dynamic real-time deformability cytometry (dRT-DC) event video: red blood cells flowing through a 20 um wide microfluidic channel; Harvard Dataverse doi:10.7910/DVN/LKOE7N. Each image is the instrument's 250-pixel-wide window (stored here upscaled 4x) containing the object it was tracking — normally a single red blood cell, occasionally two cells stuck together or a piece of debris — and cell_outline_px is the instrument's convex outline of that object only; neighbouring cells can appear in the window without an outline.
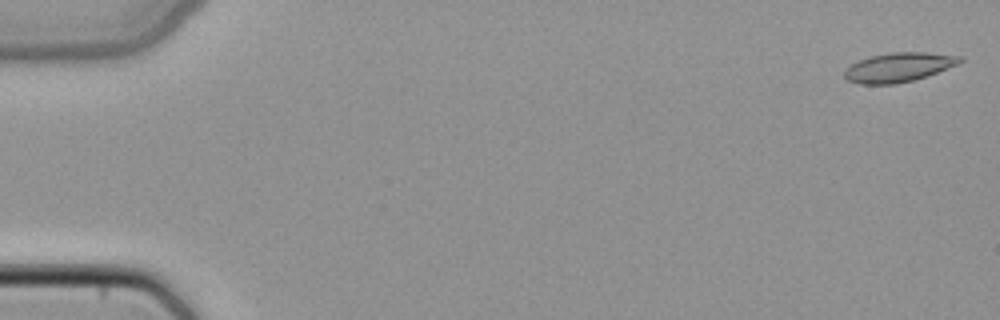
{"species": "common noctule bat (a hibernating species)", "species_latin": "Nyctalus noctula", "temperature_condition": "cold", "stored_images_in_passage": 48, "camera_frame_rate_fps": 3000, "um_per_image_px": 0.085, "animal": {"sex": "female", "body_mass_g": 22.7, "forearm_length_mm": 54.2}, "frame": {"image": 1, "passage_image": 1, "time_ms": 0.0, "image_size_px": [1000, 320], "cell_outline_px": [[964, 60], [956, 64], [928, 76], [896, 84], [860, 84], [848, 80], [844, 76], [844, 72], [852, 64], [860, 60], [872, 56], [888, 52], [924, 52], [964, 56]], "centroid_in_image_um": [76.41, 5.71], "position_along_channel_um": 8.6, "area_um2": 19.54}}
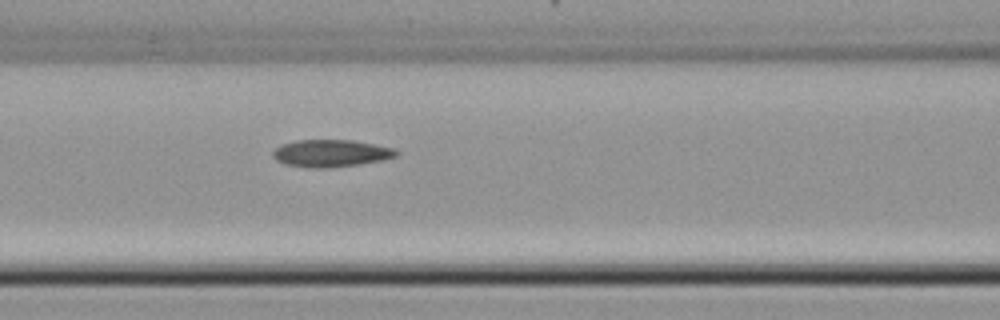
{"frame": {"image": 2, "passage_image": 21, "time_ms": 6.667, "image_size_px": [1000, 320], "cell_outline_px": [[400, 152], [396, 156], [384, 160], [360, 164], [328, 168], [308, 168], [284, 164], [276, 160], [272, 156], [272, 152], [276, 148], [284, 144], [296, 140], [352, 140], [396, 148]], "centroid_in_image_um": [28.15, 13.03], "position_along_channel_um": 138.4, "area_um2": 19.77}}
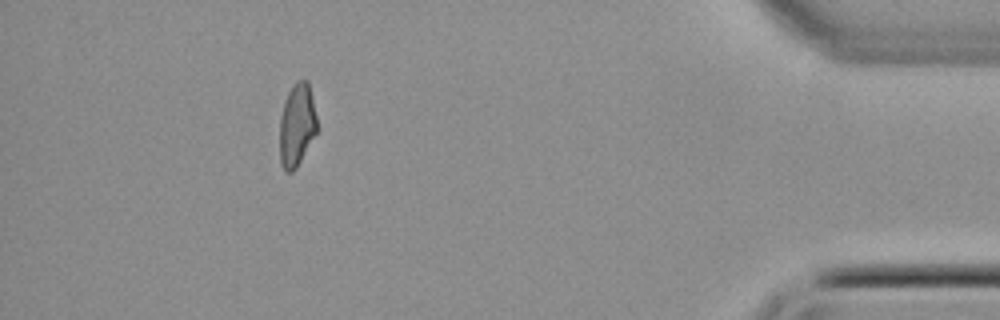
{"frame": {"image": 3, "passage_image": 44, "time_ms": 14.333, "image_size_px": [1000, 320], "cell_outline_px": [[316, 132], [296, 168], [292, 172], [284, 172], [280, 164], [280, 116], [284, 100], [292, 84], [296, 80], [308, 80], [316, 116]], "centroid_in_image_um": [25.2, 10.61], "position_along_channel_um": 410.0, "area_um2": 17.98}}